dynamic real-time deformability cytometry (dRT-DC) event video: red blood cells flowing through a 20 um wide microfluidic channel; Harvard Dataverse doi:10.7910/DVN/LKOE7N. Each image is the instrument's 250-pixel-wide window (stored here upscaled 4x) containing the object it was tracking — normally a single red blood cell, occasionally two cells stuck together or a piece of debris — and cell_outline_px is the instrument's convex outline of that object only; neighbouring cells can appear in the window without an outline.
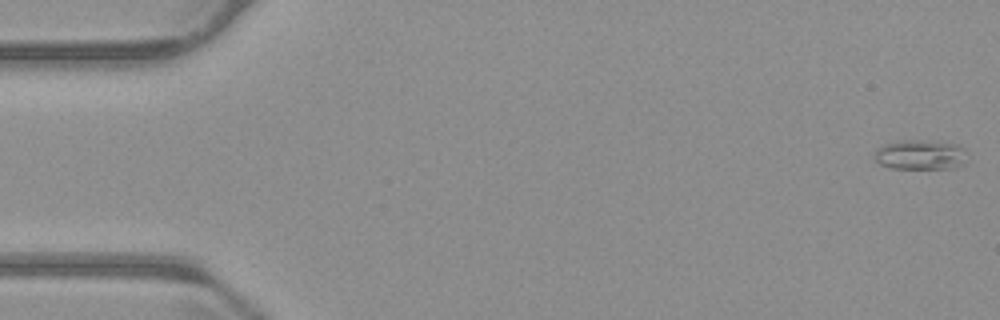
{"species": "common noctule bat (a hibernating species)", "species_latin": "Nyctalus noctula", "temperature_condition": "warm", "stored_images_in_passage": 55, "camera_frame_rate_fps": 3000, "um_per_image_px": 0.085, "animal": {"sex": "male", "body_mass_g": 23.1, "forearm_length_mm": 52.7}, "frame": {"image": 1, "passage_image": 1, "time_ms": 0.0, "image_size_px": [1000, 320], "cell_outline_px": [[968, 152], [964, 164], [956, 168], [892, 168], [880, 164], [872, 156], [872, 152], [876, 148], [884, 144], [896, 140], [928, 140], [956, 144], [964, 148]], "centroid_in_image_um": [78.22, 13.14], "position_along_channel_um": 6.8, "area_um2": 16.53}}
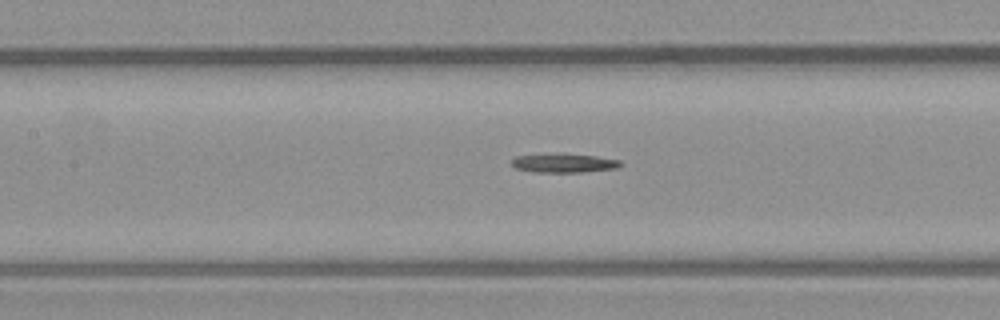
{"frame": {"image": 2, "passage_image": 25, "time_ms": 8.0, "image_size_px": [1000, 320], "cell_outline_px": [[624, 164], [620, 168], [580, 172], [536, 172], [516, 168], [512, 164], [512, 160], [516, 156], [556, 152], [564, 152], [596, 156], [620, 160]], "centroid_in_image_um": [47.98, 13.83], "position_along_channel_um": 159.4, "area_um2": 12.43}}
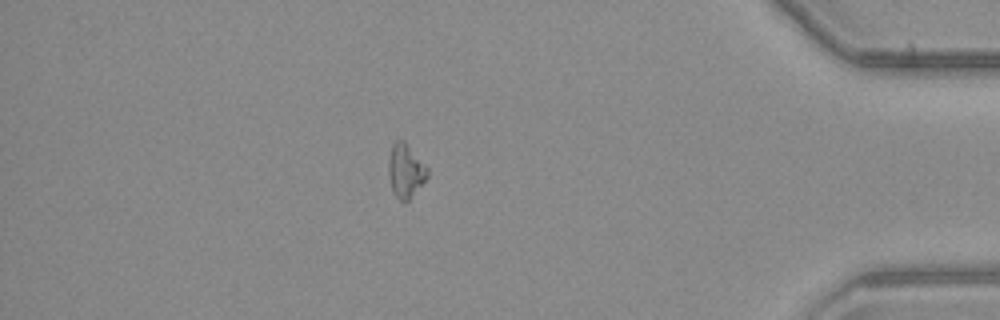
{"frame": {"image": 3, "passage_image": 48, "time_ms": 15.667, "image_size_px": [1000, 320], "cell_outline_px": [[428, 176], [408, 200], [404, 204], [392, 192], [388, 176], [388, 160], [392, 144], [396, 140], [404, 140], [428, 168]], "centroid_in_image_um": [34.44, 14.51], "position_along_channel_um": 400.8, "area_um2": 12.2}}